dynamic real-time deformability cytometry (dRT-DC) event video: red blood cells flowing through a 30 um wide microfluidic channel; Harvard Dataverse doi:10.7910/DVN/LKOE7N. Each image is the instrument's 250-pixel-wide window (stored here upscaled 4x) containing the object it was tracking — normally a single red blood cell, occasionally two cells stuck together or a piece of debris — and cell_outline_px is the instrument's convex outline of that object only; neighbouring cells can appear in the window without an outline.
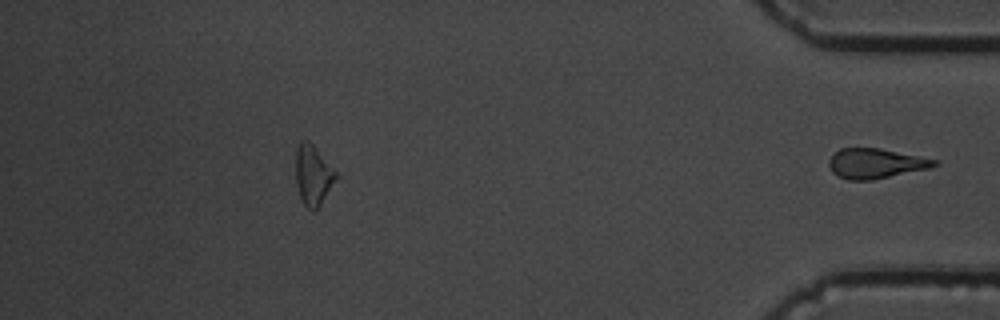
{"species": "common noctule bat (a hibernating species)", "species_latin": "Nyctalus noctula", "temperature_condition": "cold", "stored_images_in_passage": 50, "segment_of_instrument_passage": [2, 2], "camera_frame_rate_fps": 3000, "um_per_image_px": 0.085, "animal": {"sex": "male", "body_mass_g": 19.5, "forearm_length_mm": 54.6}, "frame": {"image": 1, "passage_image": 50, "time_ms": 16.333, "image_size_px": [1000, 320], "cell_outline_px": [[936, 164], [928, 168], [872, 180], [848, 180], [832, 172], [828, 164], [828, 160], [840, 148], [880, 148], [936, 160]], "centroid_in_image_um": [74.36, 13.89], "position_along_channel_um": 360.8, "area_um2": 17.98}}